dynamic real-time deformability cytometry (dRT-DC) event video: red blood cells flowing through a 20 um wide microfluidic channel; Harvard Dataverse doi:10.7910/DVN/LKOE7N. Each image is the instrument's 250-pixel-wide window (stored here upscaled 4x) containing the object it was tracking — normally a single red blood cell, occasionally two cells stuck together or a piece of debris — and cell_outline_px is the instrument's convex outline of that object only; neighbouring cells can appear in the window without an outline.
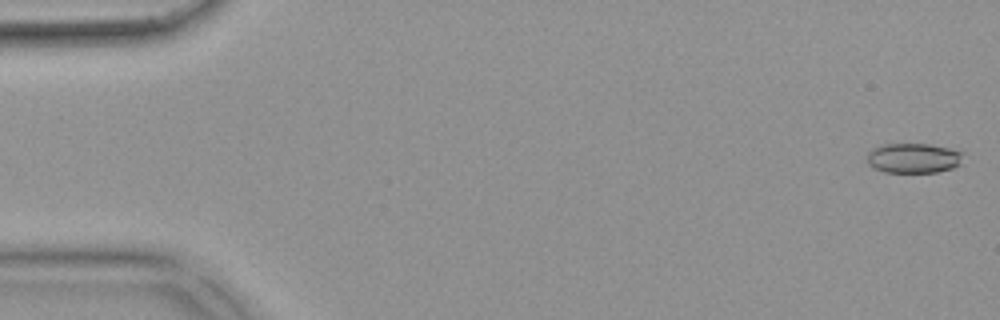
{"species": "common noctule bat (a hibernating species)", "species_latin": "Nyctalus noctula", "temperature_condition": "warm", "stored_images_in_passage": 52, "camera_frame_rate_fps": 3000, "um_per_image_px": 0.085, "animal": {"sex": "female", "body_mass_g": 18.4}, "frame": {"image": 1, "passage_image": 1, "time_ms": 0.0, "image_size_px": [1000, 320], "cell_outline_px": [[964, 152], [960, 164], [952, 168], [936, 172], [884, 172], [868, 164], [868, 152], [872, 148], [884, 144], [928, 144], [948, 148]], "centroid_in_image_um": [77.65, 13.43], "position_along_channel_um": 7.3, "area_um2": 16.65}}
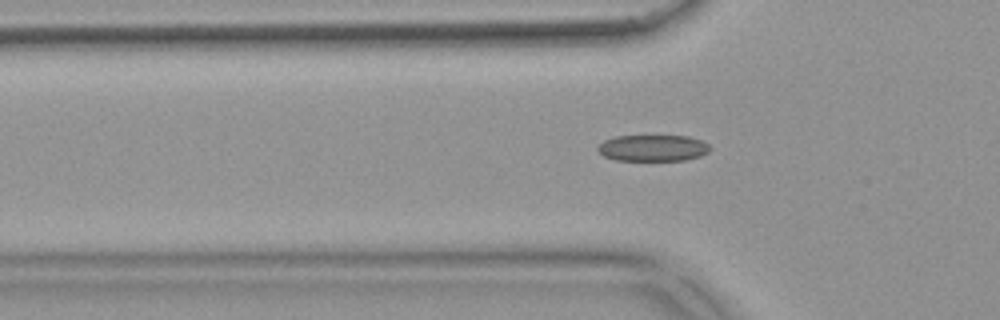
{"frame": {"image": 2, "passage_image": 17, "time_ms": 5.333, "image_size_px": [1000, 320], "cell_outline_px": [[712, 148], [708, 152], [700, 156], [684, 160], [616, 160], [604, 156], [596, 148], [604, 140], [616, 136], [688, 136], [700, 140], [708, 144]], "centroid_in_image_um": [55.5, 12.58], "position_along_channel_um": 70.3, "area_um2": 17.17}}
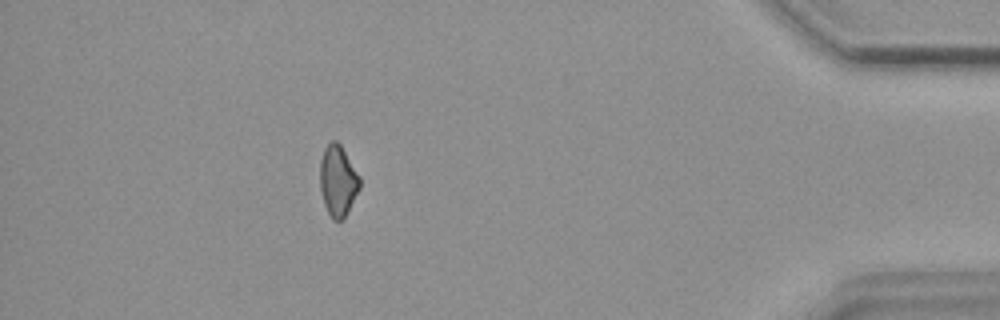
{"frame": {"image": 3, "passage_image": 47, "time_ms": 15.333, "image_size_px": [1000, 320], "cell_outline_px": [[360, 188], [344, 220], [332, 220], [324, 204], [320, 192], [320, 160], [324, 148], [332, 140], [336, 140], [340, 144], [360, 176]], "centroid_in_image_um": [28.72, 15.38], "position_along_channel_um": 406.5, "area_um2": 16.59}, "authors_computed_cell_mechanics": {"area_um2": 17.051, "velocity_mm_per_s": 3.8623, "shape_relaxation_time_tau1_ms": null, "shape_relaxation_time_tau2_ms": 6.8008, "deformation_change_tau1": null, "deformation_change_tau2": 0.1282}}